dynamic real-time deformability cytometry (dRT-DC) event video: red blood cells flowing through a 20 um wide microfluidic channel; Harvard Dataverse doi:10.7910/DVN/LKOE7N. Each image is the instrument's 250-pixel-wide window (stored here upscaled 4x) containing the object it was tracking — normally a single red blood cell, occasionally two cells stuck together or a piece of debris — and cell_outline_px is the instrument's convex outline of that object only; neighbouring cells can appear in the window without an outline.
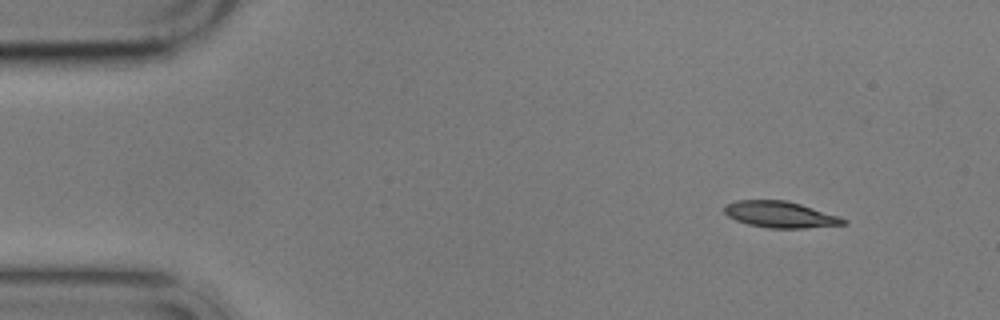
{"species": "common noctule bat (a hibernating species)", "species_latin": "Nyctalus noctula", "temperature_condition": "cold", "stored_images_in_passage": 4, "camera_frame_rate_fps": 3000, "um_per_image_px": 0.085, "animal": {"sex": "male", "body_mass_g": 17.9}, "frame": {"image": 1, "passage_image": 1, "time_ms": 0.0, "image_size_px": [1000, 320], "cell_outline_px": [[848, 224], [804, 228], [768, 228], [748, 224], [736, 220], [728, 216], [724, 212], [724, 204], [736, 200], [784, 200], [800, 204], [840, 216], [848, 220]], "centroid_in_image_um": [66.33, 18.23], "position_along_channel_um": 18.7, "area_um2": 18.32}}